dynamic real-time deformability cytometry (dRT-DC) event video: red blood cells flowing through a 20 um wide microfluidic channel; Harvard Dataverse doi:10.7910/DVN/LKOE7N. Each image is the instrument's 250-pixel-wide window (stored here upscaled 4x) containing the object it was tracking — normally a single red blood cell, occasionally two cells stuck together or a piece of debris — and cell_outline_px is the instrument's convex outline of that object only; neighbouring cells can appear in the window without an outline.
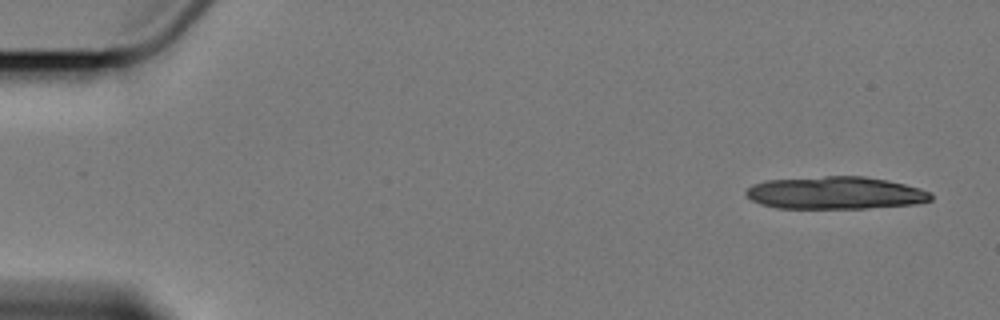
{"species": "Egyptian fruit bat (a non-hibernating species)", "species_latin": "Rousettus aegyptiacus", "temperature_condition": "cold", "stored_images_in_passage": 5, "segment_of_instrument_passage": [1, 2], "camera_frame_rate_fps": 3000, "um_per_image_px": 0.085, "animal": {"sex": "female"}, "frame": {"image": 1, "passage_image": 1, "time_ms": 0.0, "image_size_px": [1000, 320], "cell_outline_px": [[932, 200], [916, 204], [868, 208], [776, 208], [760, 204], [752, 200], [744, 192], [752, 184], [764, 180], [824, 176], [864, 176], [888, 180], [920, 188], [932, 192]], "centroid_in_image_um": [71.01, 16.39], "position_along_channel_um": 14.0, "area_um2": 35.32}}